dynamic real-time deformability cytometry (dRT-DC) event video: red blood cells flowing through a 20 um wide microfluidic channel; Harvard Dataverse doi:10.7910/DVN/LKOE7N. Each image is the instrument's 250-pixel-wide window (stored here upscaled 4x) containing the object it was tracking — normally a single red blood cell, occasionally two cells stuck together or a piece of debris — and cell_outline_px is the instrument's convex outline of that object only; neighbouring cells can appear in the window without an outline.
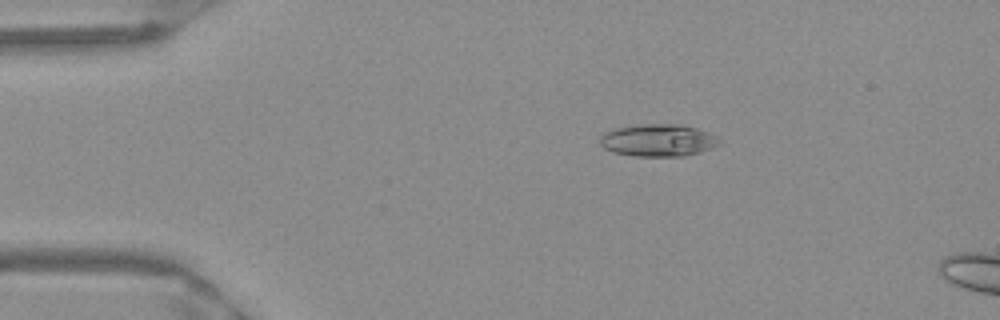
{"species": "Egyptian fruit bat (a non-hibernating species)", "species_latin": "Rousettus aegyptiacus", "temperature_condition": "warm", "stored_images_in_passage": 47, "segment_of_instrument_passage": [1, 2], "camera_frame_rate_fps": 3000, "um_per_image_px": 0.085, "frame": {"image": 1, "passage_image": 4, "time_ms": 1.0, "image_size_px": [1000, 320], "cell_outline_px": [[724, 140], [720, 144], [712, 148], [700, 152], [684, 156], [636, 156], [612, 152], [604, 148], [600, 144], [600, 136], [604, 132], [616, 128], [640, 124], [680, 124], [696, 128], [708, 132]], "centroid_in_image_um": [55.96, 11.92], "position_along_channel_um": 29.0, "area_um2": 22.66}}
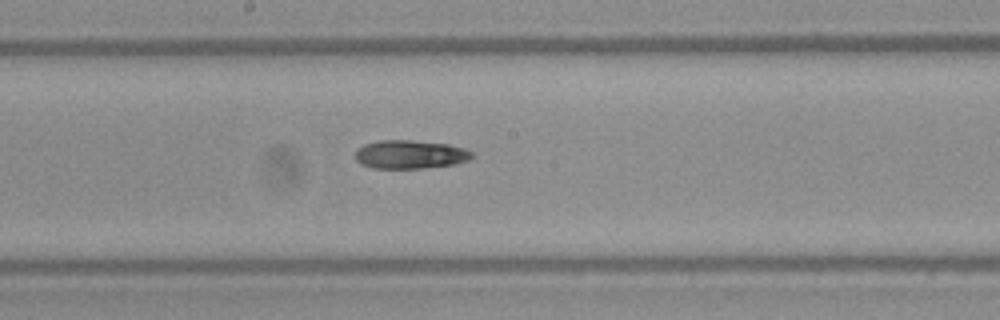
{"frame": {"image": 2, "passage_image": 22, "time_ms": 7.0, "image_size_px": [1000, 320], "cell_outline_px": [[476, 156], [468, 160], [456, 164], [420, 168], [372, 168], [360, 164], [356, 160], [356, 148], [364, 144], [380, 140], [412, 140], [448, 144], [464, 148], [472, 152]], "centroid_in_image_um": [34.86, 13.12], "position_along_channel_um": 213.3, "area_um2": 19.54}}
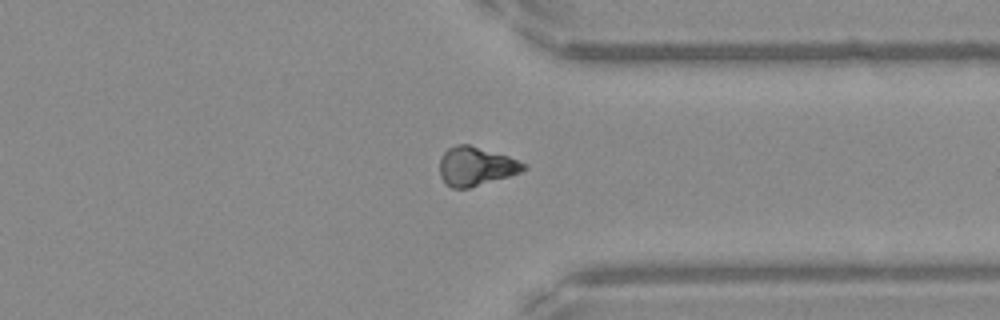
{"frame": {"image": 3, "passage_image": 34, "time_ms": 11.0, "image_size_px": [1000, 320], "cell_outline_px": [[528, 168], [520, 172], [508, 176], [468, 188], [452, 188], [444, 184], [440, 176], [440, 160], [444, 152], [448, 148], [456, 144], [468, 144], [508, 156], [528, 164]], "centroid_in_image_um": [40.44, 14.13], "position_along_channel_um": 371.0, "area_um2": 18.96}}